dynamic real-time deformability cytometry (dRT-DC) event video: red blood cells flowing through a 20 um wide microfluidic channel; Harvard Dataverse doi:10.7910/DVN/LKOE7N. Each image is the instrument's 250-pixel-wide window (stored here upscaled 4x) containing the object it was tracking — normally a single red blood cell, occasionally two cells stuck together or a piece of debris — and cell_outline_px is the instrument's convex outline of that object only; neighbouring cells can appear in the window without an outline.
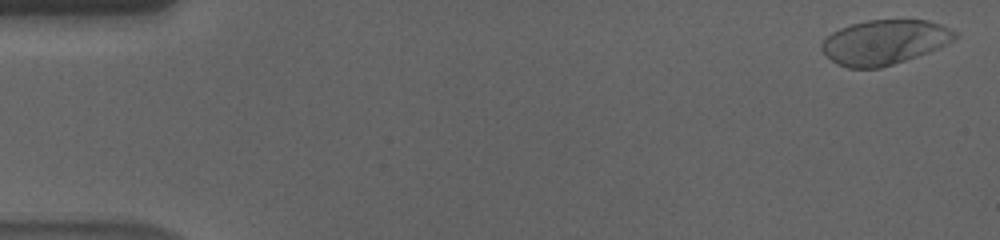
{"species": "human", "species_latin": "Homo sapiens", "temperature_condition": "cold", "stored_images_in_passage": 58, "camera_frame_rate_fps": 3000, "um_per_image_px": 0.085, "donor": {"sex": "male"}, "frame": {"image": 1, "passage_image": 2, "time_ms": 0.333, "image_size_px": [1000, 240], "cell_outline_px": [[960, 36], [948, 44], [928, 52], [880, 68], [848, 68], [836, 64], [820, 48], [820, 44], [832, 32], [840, 28], [852, 24], [868, 20], [928, 20], [940, 24], [960, 32]], "centroid_in_image_um": [75.22, 3.58], "position_along_channel_um": 9.8, "area_um2": 34.68}}
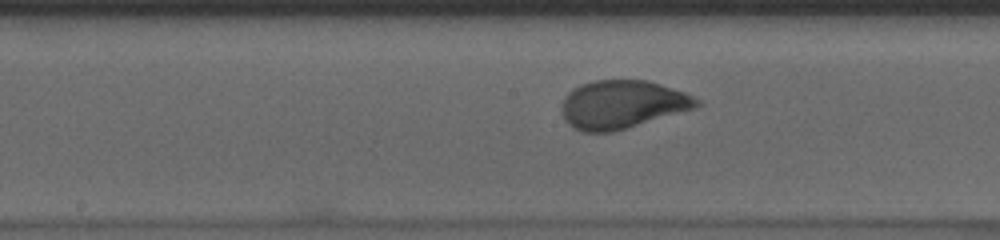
{"frame": {"image": 2, "passage_image": 30, "time_ms": 9.667, "image_size_px": [1000, 240], "cell_outline_px": [[704, 104], [696, 108], [612, 132], [584, 132], [572, 128], [564, 120], [560, 108], [564, 96], [572, 88], [580, 84], [596, 80], [648, 80], [684, 92], [700, 100]], "centroid_in_image_um": [52.86, 8.88], "position_along_channel_um": 195.3, "area_um2": 38.21}}
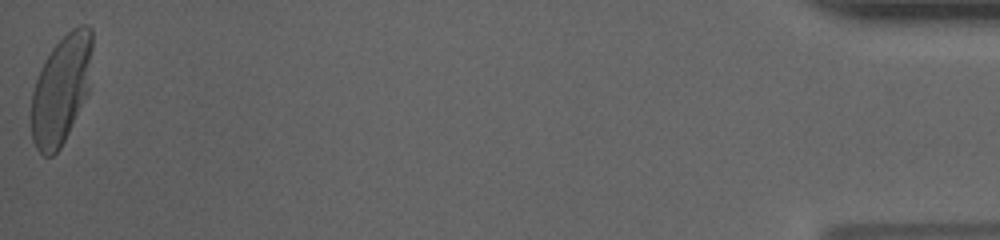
{"frame": {"image": 3, "passage_image": 58, "time_ms": 19.0, "image_size_px": [1000, 240], "cell_outline_px": [[92, 48], [88, 92], [60, 148], [52, 156], [44, 156], [36, 148], [32, 140], [28, 116], [32, 92], [36, 80], [44, 60], [52, 48], [72, 28], [80, 24], [88, 24], [92, 28]], "centroid_in_image_um": [5.15, 7.61], "position_along_channel_um": 430.0, "area_um2": 38.96}, "authors_computed_cell_mechanics": {"area_um2": 37.3966, "velocity_mm_per_s": 3.5289, "shape_relaxation_time_tau1_ms": 2.9726, "shape_relaxation_time_tau2_ms": null, "deformation_change_tau1": 0.1846, "deformation_change_tau2": null}}